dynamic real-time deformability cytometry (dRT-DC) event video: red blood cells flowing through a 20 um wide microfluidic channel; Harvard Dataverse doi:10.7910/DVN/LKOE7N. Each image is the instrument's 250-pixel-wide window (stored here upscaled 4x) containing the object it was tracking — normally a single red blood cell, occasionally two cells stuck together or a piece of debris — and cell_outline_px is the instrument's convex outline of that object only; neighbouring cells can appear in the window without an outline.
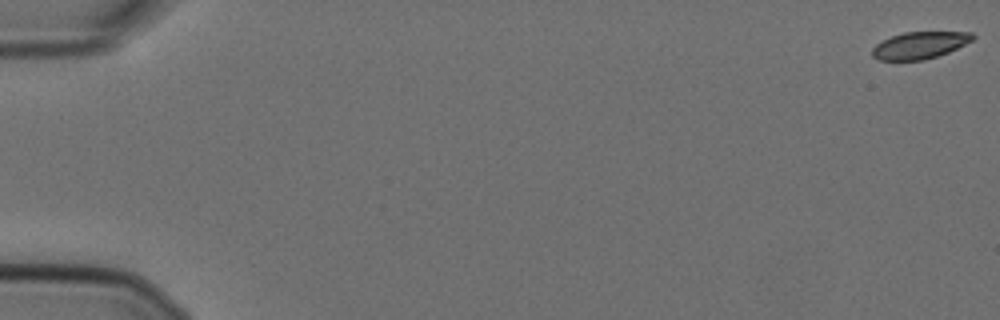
{"species": "Egyptian fruit bat (a non-hibernating species)", "species_latin": "Rousettus aegyptiacus", "temperature_condition": "cold", "stored_images_in_passage": 51, "camera_frame_rate_fps": 3000, "um_per_image_px": 0.085, "animal": {"sex": "female"}, "frame": {"image": 1, "passage_image": 1, "time_ms": 0.0, "image_size_px": [1000, 320], "cell_outline_px": [[976, 36], [972, 40], [948, 52], [924, 60], [880, 60], [872, 56], [872, 48], [876, 44], [892, 36], [904, 32], [972, 32]], "centroid_in_image_um": [78.17, 3.84], "position_along_channel_um": 6.8, "area_um2": 15.61}}
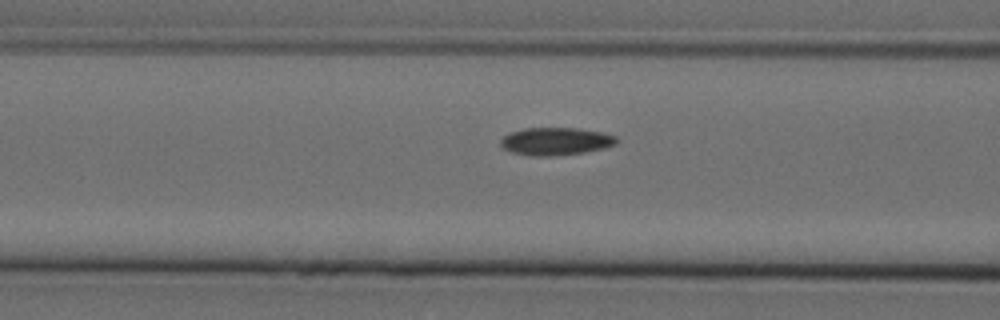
{"frame": {"image": 2, "passage_image": 24, "time_ms": 7.667, "image_size_px": [1000, 320], "cell_outline_px": [[620, 140], [616, 144], [604, 148], [584, 152], [552, 156], [532, 156], [512, 152], [504, 148], [500, 144], [500, 140], [504, 136], [512, 132], [524, 128], [576, 128], [604, 132], [616, 136]], "centroid_in_image_um": [47.28, 12.01], "position_along_channel_um": 119.3, "area_um2": 18.73}}
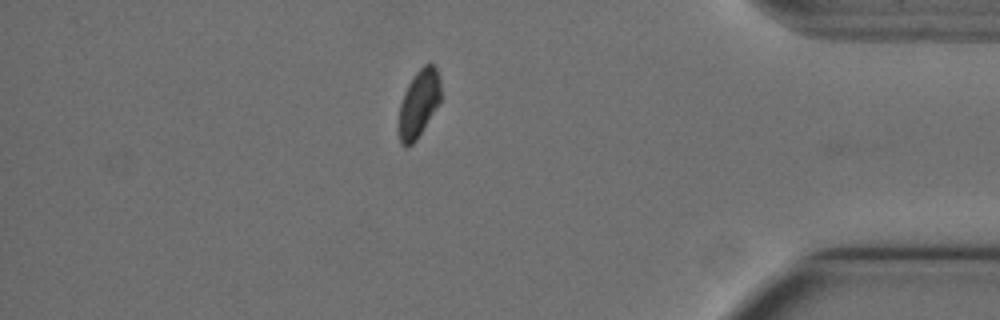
{"frame": {"image": 3, "passage_image": 50, "time_ms": 16.333, "image_size_px": [1000, 320], "cell_outline_px": [[440, 100], [416, 140], [412, 144], [400, 144], [400, 104], [404, 92], [408, 84], [416, 72], [424, 64], [432, 64], [436, 68], [440, 80]], "centroid_in_image_um": [35.6, 8.74], "position_along_channel_um": 399.6, "area_um2": 15.84}, "authors_computed_cell_mechanics": {"area_um2": 18.2648, "velocity_mm_per_s": 3.5994, "shape_relaxation_time_tau1_ms": 10.2441, "shape_relaxation_time_tau2_ms": 4.8978, "deformation_change_tau1": 0.1375, "deformation_change_tau2": 0.0677}}